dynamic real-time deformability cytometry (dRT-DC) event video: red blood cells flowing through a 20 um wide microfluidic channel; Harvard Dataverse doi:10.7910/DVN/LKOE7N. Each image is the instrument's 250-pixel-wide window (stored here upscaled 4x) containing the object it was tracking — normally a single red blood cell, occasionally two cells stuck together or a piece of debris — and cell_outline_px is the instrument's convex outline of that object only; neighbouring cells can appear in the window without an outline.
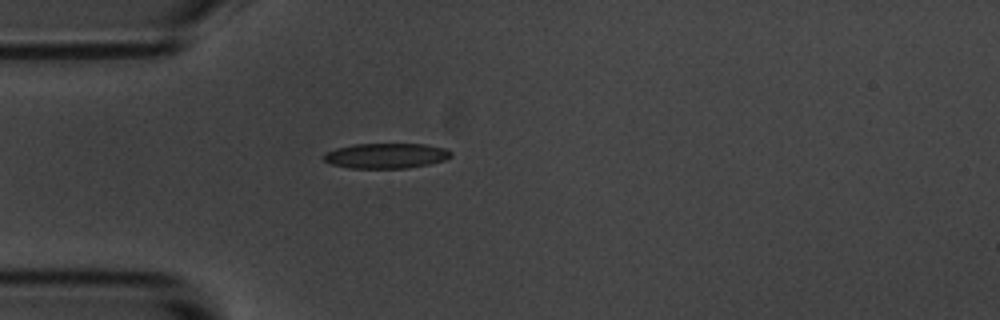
{"species": "common noctule bat (a hibernating species)", "species_latin": "Nyctalus noctula", "temperature_condition": "room temperature", "stored_images_in_passage": 1, "camera_frame_rate_fps": 3000, "um_per_image_px": 0.085, "animal": {"sex": "male", "body_mass_g": 20.1, "forearm_length_mm": 53.5}, "frame": {"image": 1, "passage_image": 1, "time_ms": 0.0, "image_size_px": [1000, 320], "cell_outline_px": [[452, 156], [444, 160], [428, 164], [408, 168], [348, 168], [332, 164], [324, 160], [320, 156], [324, 152], [336, 148], [352, 144], [424, 144], [448, 148], [452, 152]], "centroid_in_image_um": [32.8, 13.23], "position_along_channel_um": 52.2, "area_um2": 18.9}}